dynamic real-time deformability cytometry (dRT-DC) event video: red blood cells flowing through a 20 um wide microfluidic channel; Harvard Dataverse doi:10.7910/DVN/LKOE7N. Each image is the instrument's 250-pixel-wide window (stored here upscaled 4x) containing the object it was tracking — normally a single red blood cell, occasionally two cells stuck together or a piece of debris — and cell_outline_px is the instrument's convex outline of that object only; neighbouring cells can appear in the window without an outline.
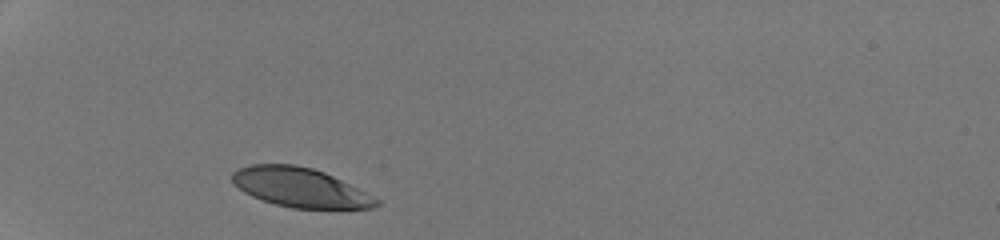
{"species": "human", "species_latin": "Homo sapiens", "temperature_condition": "room temperature", "stored_images_in_passage": 28, "camera_frame_rate_fps": 3000, "um_per_image_px": 0.085, "donor": {"sex": "male"}, "frame": {"image": 1, "passage_image": 1, "time_ms": 0.0, "image_size_px": [1000, 240], "cell_outline_px": [[380, 204], [372, 208], [348, 212], [292, 208], [276, 204], [252, 196], [244, 192], [232, 184], [232, 172], [240, 168], [252, 164], [296, 164], [312, 168], [324, 172], [380, 200]], "centroid_in_image_um": [25.57, 15.99], "position_along_channel_um": 59.4, "area_um2": 33.76}}
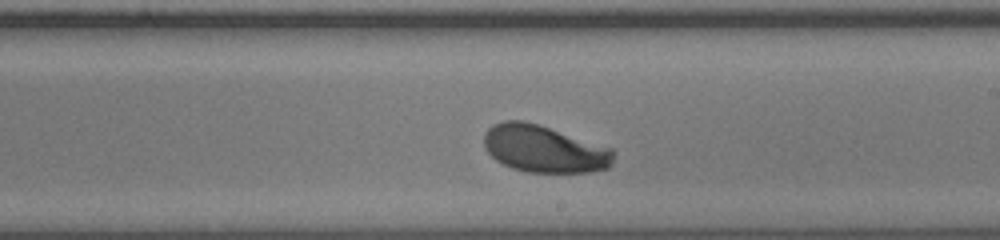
{"frame": {"image": 2, "passage_image": 16, "time_ms": 5.0, "image_size_px": [1000, 240], "cell_outline_px": [[612, 164], [608, 168], [588, 172], [528, 172], [512, 168], [496, 160], [484, 148], [484, 132], [492, 124], [504, 120], [524, 120], [612, 148]], "centroid_in_image_um": [46.2, 12.65], "position_along_channel_um": 242.8, "area_um2": 35.37}}
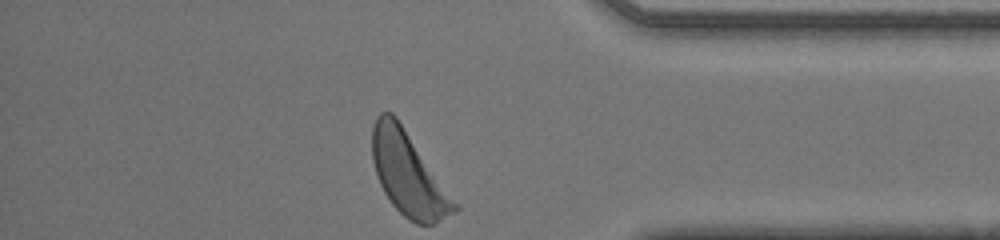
{"frame": {"image": 3, "passage_image": 28, "time_ms": 9.0, "image_size_px": [1000, 240], "cell_outline_px": [[460, 208], [456, 212], [432, 224], [416, 224], [408, 220], [392, 204], [384, 192], [376, 176], [372, 160], [372, 124], [376, 116], [380, 112], [392, 112], [396, 116]], "centroid_in_image_um": [34.67, 14.78], "position_along_channel_um": 400.5, "area_um2": 39.36}, "authors_computed_cell_mechanics": {"area_um2": 35.4603, "velocity_mm_per_s": 4.2308, "shape_relaxation_time_tau1_ms": 1.3258, "shape_relaxation_time_tau2_ms": null, "deformation_change_tau1": 0.1249, "deformation_change_tau2": null}}